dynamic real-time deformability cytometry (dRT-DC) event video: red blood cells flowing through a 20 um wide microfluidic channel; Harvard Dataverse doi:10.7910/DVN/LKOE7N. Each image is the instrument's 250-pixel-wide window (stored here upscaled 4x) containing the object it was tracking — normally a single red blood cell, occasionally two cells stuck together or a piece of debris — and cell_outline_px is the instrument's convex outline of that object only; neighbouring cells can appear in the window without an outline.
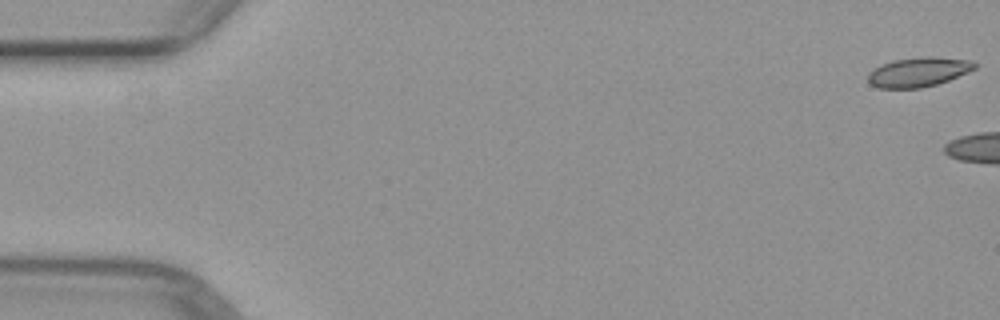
{"species": "common noctule bat (a hibernating species)", "species_latin": "Nyctalus noctula", "temperature_condition": "warm", "stored_images_in_passage": 6, "camera_frame_rate_fps": 3000, "um_per_image_px": 0.085, "animal": {"sex": "female", "body_mass_g": 29.2, "forearm_length_mm": 56.3}, "frame": {"image": 1, "passage_image": 1, "time_ms": 0.0, "image_size_px": [1000, 320], "cell_outline_px": [[976, 68], [968, 72], [948, 80], [936, 84], [920, 88], [880, 88], [872, 84], [868, 80], [868, 72], [892, 60], [920, 56], [932, 56], [968, 60], [976, 64]], "centroid_in_image_um": [78.07, 6.11], "position_along_channel_um": 6.9, "area_um2": 18.15}}